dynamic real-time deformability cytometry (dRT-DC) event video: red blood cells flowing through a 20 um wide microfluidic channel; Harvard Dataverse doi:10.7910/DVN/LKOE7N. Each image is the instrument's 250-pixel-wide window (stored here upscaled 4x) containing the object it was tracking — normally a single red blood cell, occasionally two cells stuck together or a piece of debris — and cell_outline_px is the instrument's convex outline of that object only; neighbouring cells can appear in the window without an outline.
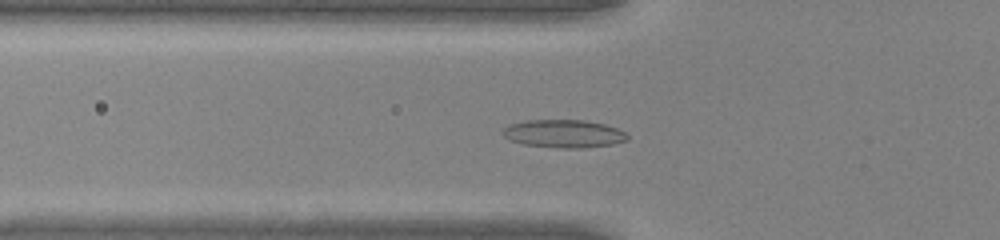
{"species": "common noctule bat (a hibernating species)", "species_latin": "Nyctalus noctula", "temperature_condition": "warm", "stored_images_in_passage": 45, "camera_frame_rate_fps": 3000, "um_per_image_px": 0.085, "animal": {"sex": "male", "body_mass_g": 20.0, "forearm_length_mm": 53.3}, "frame": {"image": 1, "passage_image": 14, "time_ms": 4.333, "image_size_px": [1000, 240], "cell_outline_px": [[628, 140], [612, 144], [584, 148], [560, 148], [524, 144], [508, 140], [500, 132], [508, 124], [524, 120], [584, 120], [604, 124], [616, 128], [624, 132], [628, 136]], "centroid_in_image_um": [47.87, 11.36], "position_along_channel_um": 77.9, "area_um2": 20.4}}
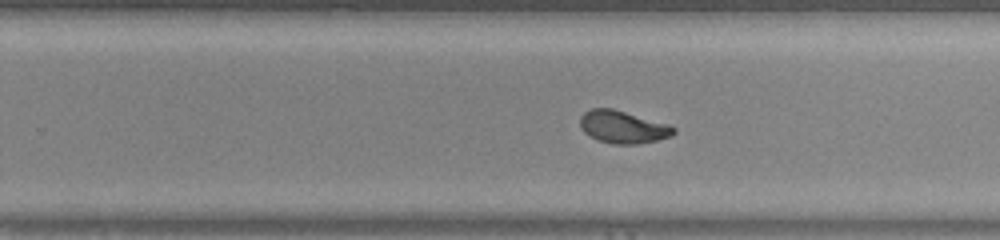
{"frame": {"image": 2, "passage_image": 28, "time_ms": 9.0, "image_size_px": [1000, 240], "cell_outline_px": [[676, 132], [672, 136], [656, 140], [636, 144], [612, 144], [596, 140], [584, 132], [580, 128], [580, 116], [584, 112], [592, 108], [612, 108], [668, 124], [676, 128]], "centroid_in_image_um": [52.92, 10.8], "position_along_channel_um": 276.9, "area_um2": 17.8}}
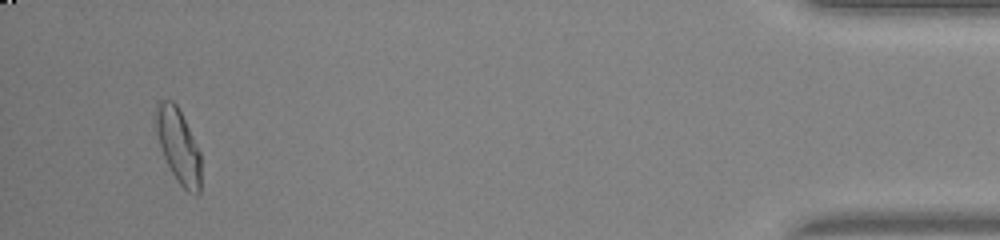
{"frame": {"image": 3, "passage_image": 43, "time_ms": 14.0, "image_size_px": [1000, 240], "cell_outline_px": [[200, 192], [196, 196], [188, 192], [176, 180], [164, 156], [152, 124], [156, 104], [160, 100], [172, 100], [176, 104], [200, 152]], "centroid_in_image_um": [15.11, 12.37], "position_along_channel_um": 420.1, "area_um2": 19.59}, "authors_computed_cell_mechanics": {"area_um2": 18.2648, "velocity_mm_per_s": 4.2646, "shape_relaxation_time_tau1_ms": 3.8118, "shape_relaxation_time_tau2_ms": 1.1248, "deformation_change_tau1": 0.176, "deformation_change_tau2": 0.0644}}